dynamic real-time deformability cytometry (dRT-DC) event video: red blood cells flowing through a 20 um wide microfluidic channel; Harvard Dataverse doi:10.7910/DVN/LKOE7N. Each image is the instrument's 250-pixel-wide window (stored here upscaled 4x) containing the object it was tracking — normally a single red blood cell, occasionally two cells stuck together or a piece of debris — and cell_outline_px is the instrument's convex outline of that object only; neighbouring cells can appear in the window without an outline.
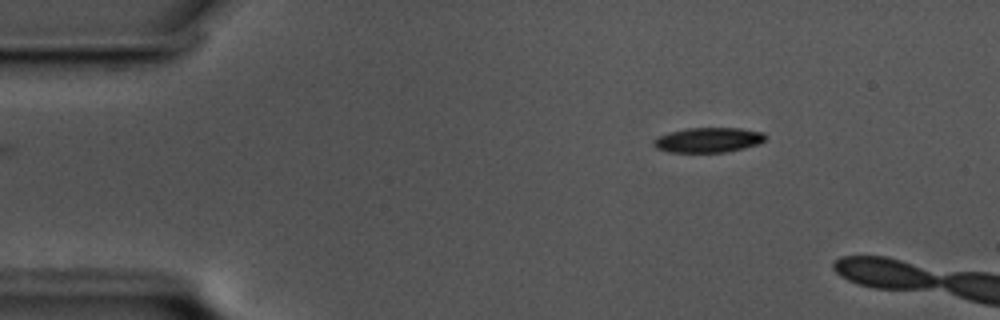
{"species": "common noctule bat (a hibernating species)", "species_latin": "Nyctalus noctula", "temperature_condition": "cold", "stored_images_in_passage": 5, "camera_frame_rate_fps": 3000, "um_per_image_px": 0.085, "animal": {"sex": "male", "body_mass_g": 17.5, "forearm_length_mm": 52.3}, "frame": {"image": 1, "passage_image": 1, "time_ms": 0.0, "image_size_px": [1000, 320], "cell_outline_px": [[768, 136], [764, 140], [756, 144], [744, 148], [724, 152], [668, 152], [656, 148], [652, 144], [652, 140], [668, 132], [688, 128], [740, 128], [764, 132]], "centroid_in_image_um": [60.19, 11.89], "position_along_channel_um": 24.8, "area_um2": 16.24}}